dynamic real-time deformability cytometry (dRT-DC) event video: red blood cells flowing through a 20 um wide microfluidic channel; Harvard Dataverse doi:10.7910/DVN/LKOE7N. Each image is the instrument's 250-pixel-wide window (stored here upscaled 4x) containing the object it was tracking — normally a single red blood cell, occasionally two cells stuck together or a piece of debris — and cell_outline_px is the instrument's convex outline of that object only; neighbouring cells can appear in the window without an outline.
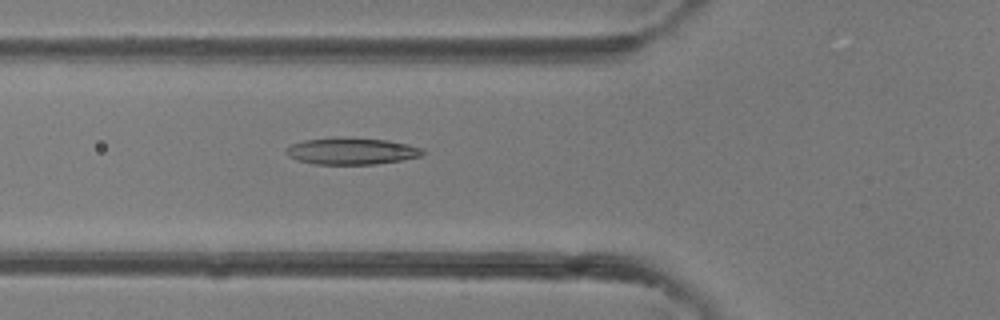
{"species": "common noctule bat (a hibernating species)", "species_latin": "Nyctalus noctula", "temperature_condition": "room temperature", "stored_images_in_passage": 38, "camera_frame_rate_fps": 3000, "um_per_image_px": 0.085, "animal": {"sex": "female"}, "frame": {"image": 1, "passage_image": 13, "time_ms": 4.0, "image_size_px": [1000, 320], "cell_outline_px": [[424, 152], [420, 156], [400, 160], [376, 164], [312, 164], [296, 160], [288, 156], [284, 152], [284, 148], [292, 144], [304, 140], [336, 136], [388, 140], [408, 144], [424, 148]], "centroid_in_image_um": [29.83, 12.83], "position_along_channel_um": 96.0, "area_um2": 21.62}}
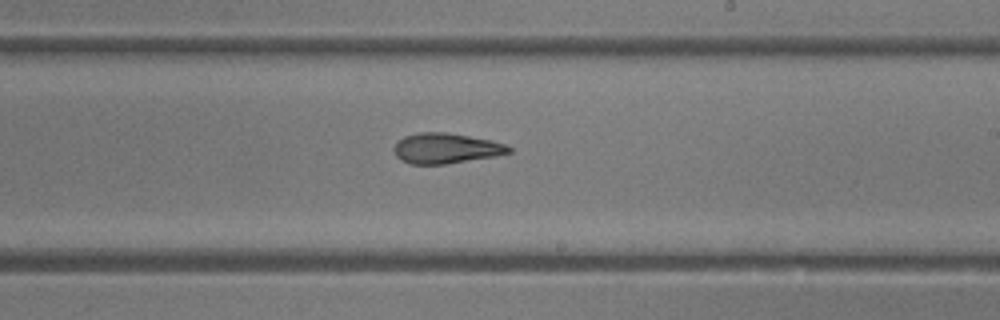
{"frame": {"image": 2, "passage_image": 22, "time_ms": 7.0, "image_size_px": [1000, 320], "cell_outline_px": [[512, 152], [496, 156], [444, 164], [412, 164], [400, 160], [396, 156], [392, 148], [404, 136], [420, 132], [448, 132], [492, 140], [504, 144], [512, 148]], "centroid_in_image_um": [37.91, 12.6], "position_along_channel_um": 251.1, "area_um2": 20.35}}
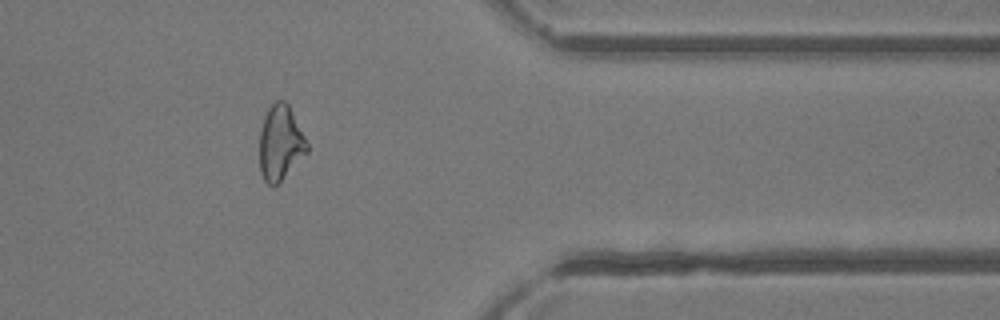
{"frame": {"image": 3, "passage_image": 31, "time_ms": 10.0, "image_size_px": [1000, 320], "cell_outline_px": [[308, 152], [276, 184], [268, 184], [264, 180], [260, 172], [260, 128], [264, 116], [268, 108], [276, 100], [284, 100], [288, 104], [308, 144]], "centroid_in_image_um": [23.82, 12.12], "position_along_channel_um": 387.6, "area_um2": 20.4}}